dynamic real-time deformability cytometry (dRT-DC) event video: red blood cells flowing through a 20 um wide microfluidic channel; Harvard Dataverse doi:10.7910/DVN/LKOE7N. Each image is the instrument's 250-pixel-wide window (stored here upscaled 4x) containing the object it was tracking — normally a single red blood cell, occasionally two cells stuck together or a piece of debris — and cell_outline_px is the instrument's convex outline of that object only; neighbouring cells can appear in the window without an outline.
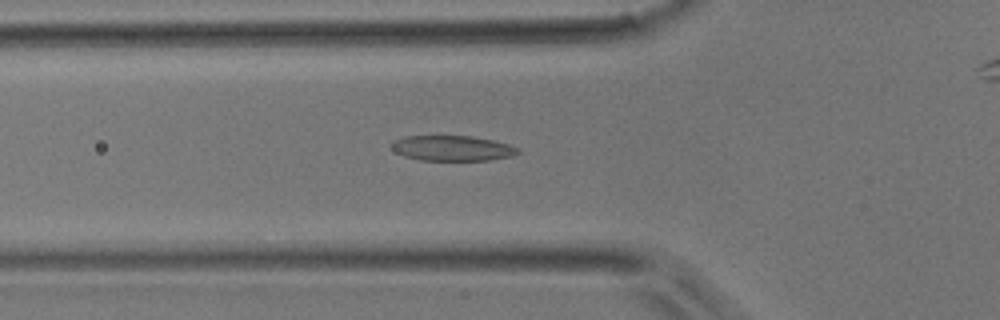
{"species": "common noctule bat (a hibernating species)", "species_latin": "Nyctalus noctula", "temperature_condition": "room temperature", "stored_images_in_passage": 41, "camera_frame_rate_fps": 3000, "um_per_image_px": 0.085, "animal": {"sex": "male", "body_mass_g": 17.9}, "frame": {"image": 1, "passage_image": 16, "time_ms": 5.0, "image_size_px": [1000, 320], "cell_outline_px": [[520, 152], [516, 156], [488, 160], [420, 160], [404, 156], [396, 152], [388, 144], [392, 140], [404, 136], [472, 136], [492, 140], [508, 144], [520, 148]], "centroid_in_image_um": [38.44, 12.59], "position_along_channel_um": 87.4, "area_um2": 18.84}}
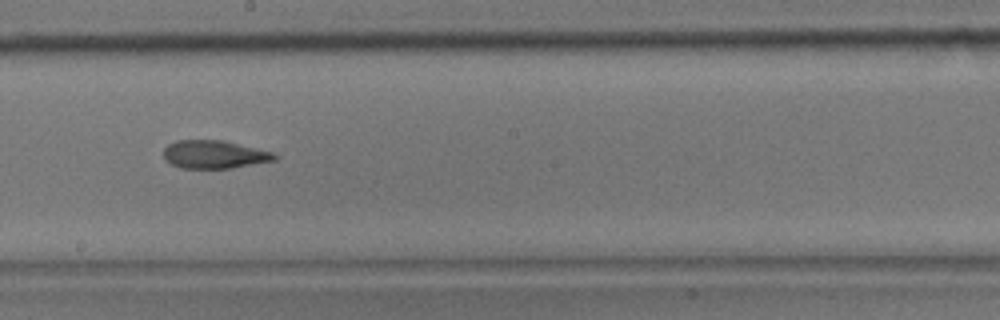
{"frame": {"image": 2, "passage_image": 26, "time_ms": 8.333, "image_size_px": [1000, 320], "cell_outline_px": [[276, 160], [232, 168], [180, 168], [164, 160], [164, 148], [168, 144], [176, 140], [224, 140], [272, 152], [276, 156]], "centroid_in_image_um": [18.18, 13.12], "position_along_channel_um": 230.0, "area_um2": 18.15}}
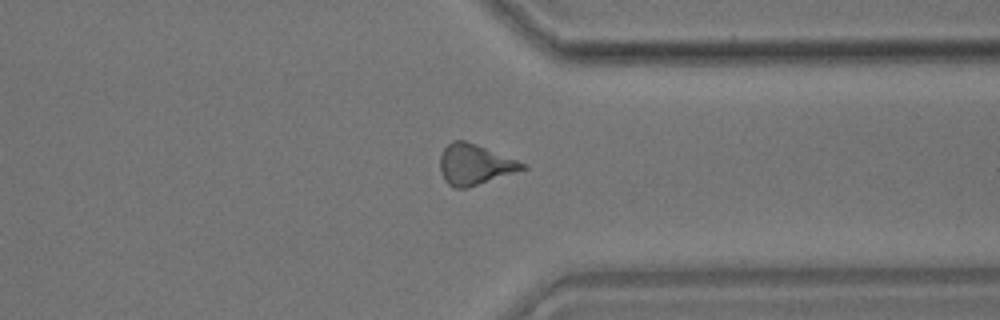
{"frame": {"image": 3, "passage_image": 36, "time_ms": 11.667, "image_size_px": [1000, 320], "cell_outline_px": [[528, 168], [468, 188], [452, 188], [444, 180], [440, 172], [440, 156], [444, 148], [452, 140], [464, 140], [476, 144], [516, 160], [524, 164]], "centroid_in_image_um": [40.31, 14.0], "position_along_channel_um": 371.1, "area_um2": 19.36}}